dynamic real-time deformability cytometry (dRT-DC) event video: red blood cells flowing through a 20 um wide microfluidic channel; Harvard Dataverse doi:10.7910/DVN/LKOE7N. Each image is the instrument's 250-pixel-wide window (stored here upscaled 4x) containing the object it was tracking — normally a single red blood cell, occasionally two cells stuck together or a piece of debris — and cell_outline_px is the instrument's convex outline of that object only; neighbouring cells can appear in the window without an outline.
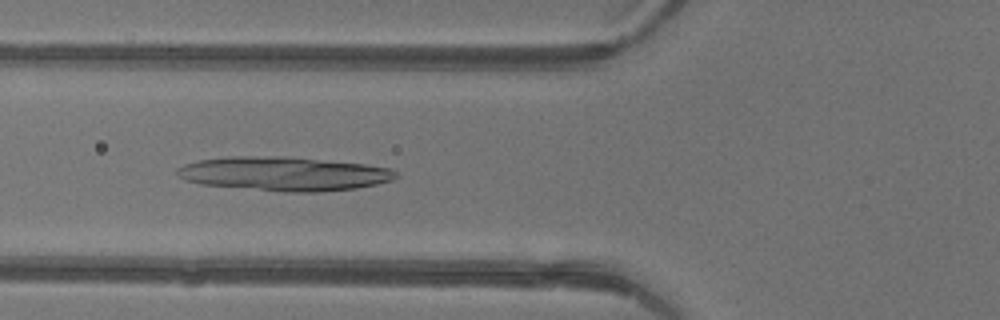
{"species": "common noctule bat (a hibernating species)", "species_latin": "Nyctalus noctula", "temperature_condition": "warm", "stored_images_in_passage": 39, "camera_frame_rate_fps": 3000, "um_per_image_px": 0.085, "animal": {"sex": "female"}, "frame": {"image": 1, "passage_image": 10, "time_ms": 3.0, "image_size_px": [1000, 320], "cell_outline_px": [[396, 176], [392, 180], [376, 184], [356, 188], [316, 192], [284, 192], [200, 184], [188, 180], [180, 176], [176, 172], [176, 168], [184, 164], [200, 160], [228, 156], [284, 156], [364, 164], [388, 168], [396, 172]], "centroid_in_image_um": [24.1, 14.77], "position_along_channel_um": 101.7, "area_um2": 43.06}}
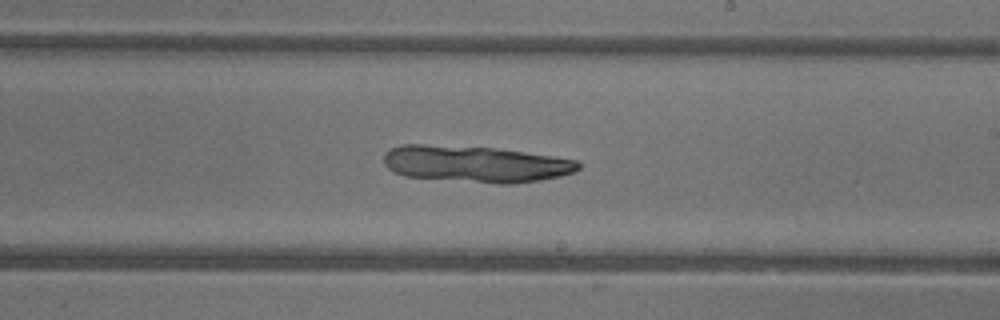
{"frame": {"image": 2, "passage_image": 20, "time_ms": 6.333, "image_size_px": [1000, 320], "cell_outline_px": [[580, 168], [572, 172], [560, 176], [540, 180], [516, 184], [496, 184], [404, 176], [388, 168], [384, 164], [384, 152], [400, 144], [424, 144], [492, 148], [524, 152], [552, 156], [576, 160], [580, 164]], "centroid_in_image_um": [40.4, 13.94], "position_along_channel_um": 248.6, "area_um2": 41.38}}
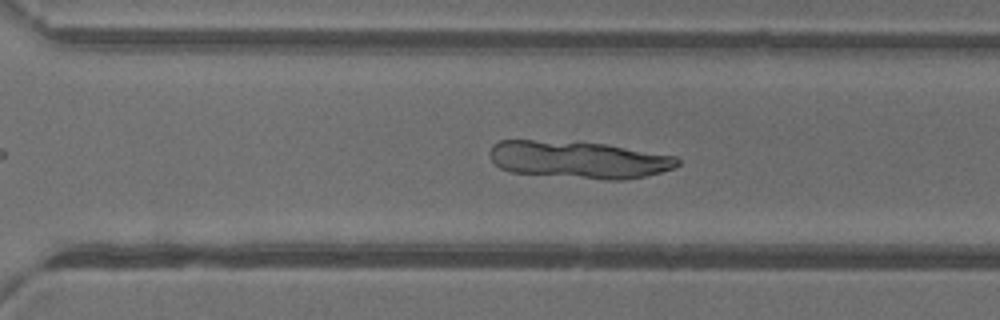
{"frame": {"image": 3, "passage_image": 25, "time_ms": 8.0, "image_size_px": [1000, 320], "cell_outline_px": [[680, 164], [676, 168], [644, 176], [624, 180], [608, 180], [512, 172], [500, 168], [488, 156], [488, 152], [492, 144], [500, 140], [580, 140], [676, 156], [680, 160]], "centroid_in_image_um": [49.17, 13.55], "position_along_channel_um": 321.4, "area_um2": 41.33}}